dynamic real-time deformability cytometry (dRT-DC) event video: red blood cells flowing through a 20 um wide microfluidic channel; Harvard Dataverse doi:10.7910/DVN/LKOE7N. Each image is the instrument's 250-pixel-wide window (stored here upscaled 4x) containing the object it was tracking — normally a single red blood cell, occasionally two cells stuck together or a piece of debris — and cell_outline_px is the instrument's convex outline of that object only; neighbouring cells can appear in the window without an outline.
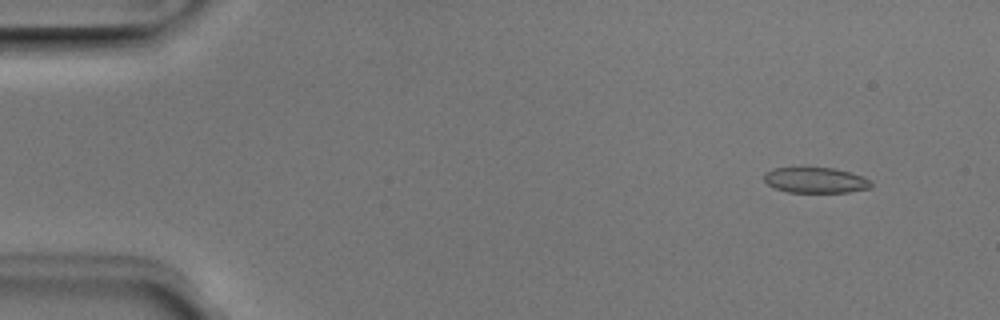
{"species": "Egyptian fruit bat (a non-hibernating species)", "species_latin": "Rousettus aegyptiacus", "temperature_condition": "room temperature", "stored_images_in_passage": 4, "camera_frame_rate_fps": 3000, "um_per_image_px": 0.085, "animal": {"sex": "male"}, "frame": {"image": 1, "passage_image": 2, "time_ms": 0.333, "image_size_px": [1000, 320], "cell_outline_px": [[872, 188], [848, 192], [788, 192], [776, 188], [768, 184], [764, 180], [764, 172], [772, 168], [832, 168], [864, 176], [872, 180]], "centroid_in_image_um": [69.35, 15.32], "position_along_channel_um": 15.7, "area_um2": 15.95}}
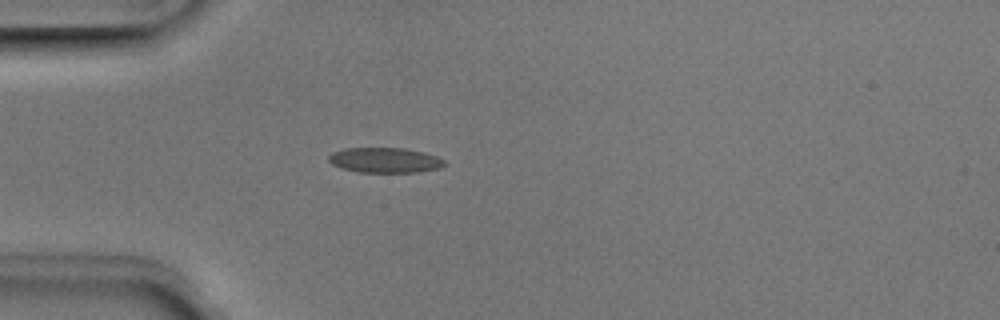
{"frame": {"image": 2, "passage_image": 4, "time_ms": 1.0, "image_size_px": [1000, 320], "cell_outline_px": [[444, 164], [440, 168], [416, 172], [356, 172], [340, 168], [332, 164], [328, 160], [328, 156], [332, 152], [344, 148], [404, 148], [424, 152], [436, 156], [444, 160]], "centroid_in_image_um": [32.67, 13.61], "position_along_channel_um": 52.3, "area_um2": 16.99}}